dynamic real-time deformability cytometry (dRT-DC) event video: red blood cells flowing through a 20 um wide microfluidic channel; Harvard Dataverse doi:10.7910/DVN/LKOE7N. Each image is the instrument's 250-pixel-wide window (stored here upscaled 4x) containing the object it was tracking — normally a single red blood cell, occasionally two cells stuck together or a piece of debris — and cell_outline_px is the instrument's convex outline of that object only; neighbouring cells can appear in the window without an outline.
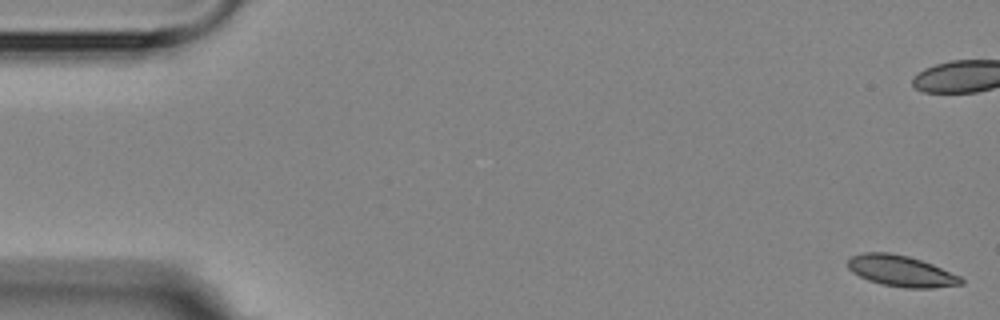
{"species": "Egyptian fruit bat (a non-hibernating species)", "species_latin": "Rousettus aegyptiacus", "temperature_condition": "room temperature", "stored_images_in_passage": 6, "camera_frame_rate_fps": 3000, "um_per_image_px": 0.085, "animal": {"sex": "female"}, "frame": {"image": 1, "passage_image": 1, "time_ms": 0.0, "image_size_px": [1000, 320], "cell_outline_px": [[964, 284], [932, 288], [904, 288], [880, 284], [868, 280], [852, 272], [848, 268], [848, 260], [852, 256], [864, 252], [888, 252], [908, 256], [932, 264], [960, 276], [964, 280]], "centroid_in_image_um": [76.59, 23.04], "position_along_channel_um": 8.4, "area_um2": 20.52}}
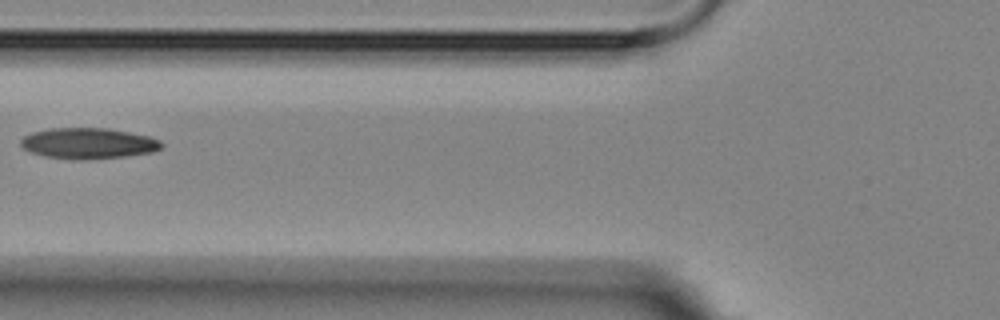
{"frame": {"image": 2, "passage_image": 6, "time_ms": 7.667, "image_size_px": [1000, 320], "cell_outline_px": [[164, 148], [152, 152], [128, 156], [84, 160], [72, 160], [44, 156], [32, 152], [24, 148], [20, 144], [20, 140], [24, 136], [32, 132], [48, 128], [108, 128], [148, 136], [160, 140], [164, 144]], "centroid_in_image_um": [7.52, 12.19], "position_along_channel_um": 118.3, "area_um2": 25.55}}